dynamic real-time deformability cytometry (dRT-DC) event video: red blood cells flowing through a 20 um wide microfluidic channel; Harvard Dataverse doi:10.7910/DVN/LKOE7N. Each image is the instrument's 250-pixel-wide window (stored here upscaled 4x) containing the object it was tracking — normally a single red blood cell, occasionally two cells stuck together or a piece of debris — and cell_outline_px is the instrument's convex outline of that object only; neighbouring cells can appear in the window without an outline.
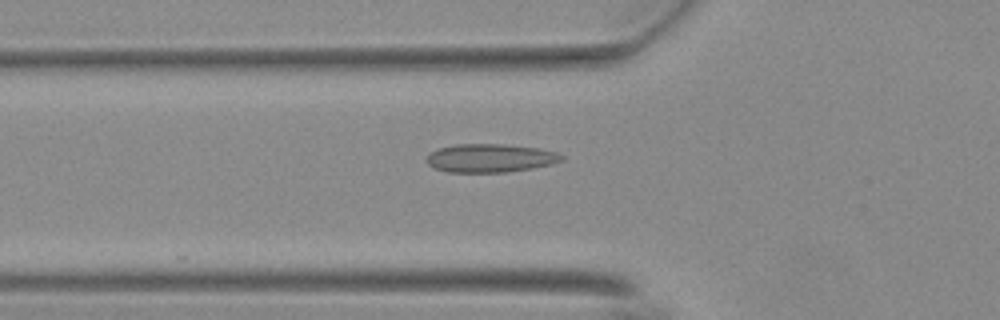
{"species": "Egyptian fruit bat (a non-hibernating species)", "species_latin": "Rousettus aegyptiacus", "temperature_condition": "warm", "stored_images_in_passage": 34, "camera_frame_rate_fps": 3000, "um_per_image_px": 0.085, "animal": {"sex": "female"}, "frame": {"image": 1, "passage_image": 20, "time_ms": 6.333, "image_size_px": [1000, 320], "cell_outline_px": [[564, 160], [552, 164], [532, 168], [504, 172], [448, 172], [436, 168], [428, 164], [428, 156], [432, 152], [440, 148], [456, 144], [500, 144], [540, 148], [556, 152], [564, 156]], "centroid_in_image_um": [41.72, 13.43], "position_along_channel_um": 84.1, "area_um2": 22.14}}
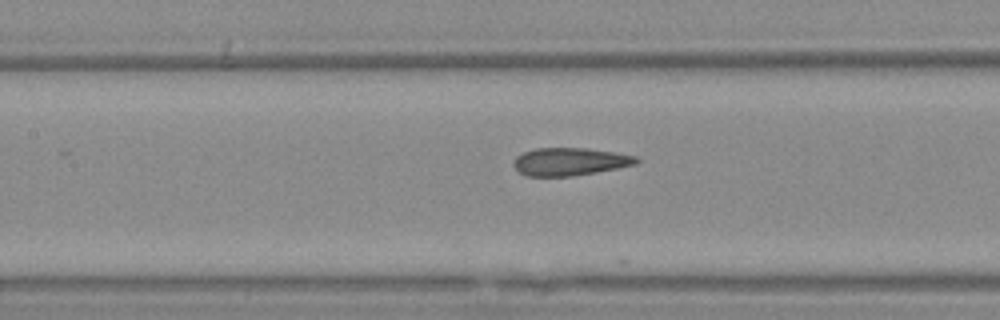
{"frame": {"image": 2, "passage_image": 26, "time_ms": 8.333, "image_size_px": [1000, 320], "cell_outline_px": [[640, 160], [636, 164], [596, 172], [572, 176], [524, 176], [512, 164], [516, 156], [524, 152], [536, 148], [588, 148], [616, 152], [636, 156]], "centroid_in_image_um": [48.43, 13.73], "position_along_channel_um": 159.0, "area_um2": 19.88}}
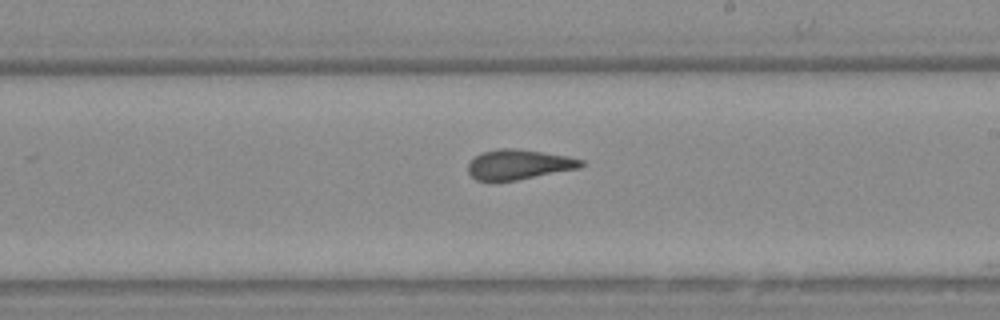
{"frame": {"image": 3, "passage_image": 33, "time_ms": 10.667, "image_size_px": [1000, 320], "cell_outline_px": [[584, 164], [580, 168], [516, 180], [492, 184], [488, 184], [476, 180], [468, 172], [468, 164], [480, 152], [500, 148], [516, 148], [568, 156], [584, 160]], "centroid_in_image_um": [44.04, 14.01], "position_along_channel_um": 245.0, "area_um2": 20.23}}